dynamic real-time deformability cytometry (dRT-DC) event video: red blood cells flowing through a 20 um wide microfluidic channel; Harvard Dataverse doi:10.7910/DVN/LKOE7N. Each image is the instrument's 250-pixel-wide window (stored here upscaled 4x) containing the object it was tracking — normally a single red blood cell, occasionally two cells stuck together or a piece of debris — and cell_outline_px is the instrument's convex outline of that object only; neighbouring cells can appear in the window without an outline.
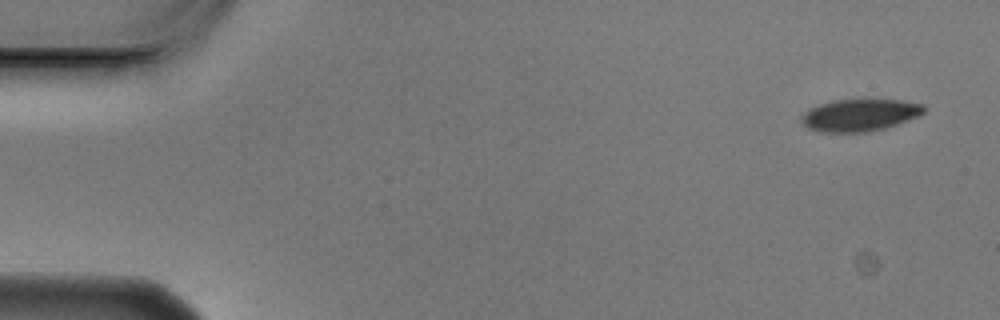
{"species": "Egyptian fruit bat (a non-hibernating species)", "species_latin": "Rousettus aegyptiacus", "temperature_condition": "cold", "stored_images_in_passage": 7, "camera_frame_rate_fps": 3000, "um_per_image_px": 0.085, "animal": {"sex": "male"}, "frame": {"image": 1, "passage_image": 1, "time_ms": 0.0, "image_size_px": [1000, 320], "cell_outline_px": [[928, 108], [920, 116], [884, 128], [868, 132], [820, 132], [808, 128], [800, 120], [800, 116], [808, 108], [832, 100], [900, 100], [924, 104]], "centroid_in_image_um": [73.08, 9.78], "position_along_channel_um": 11.9, "area_um2": 23.06}}
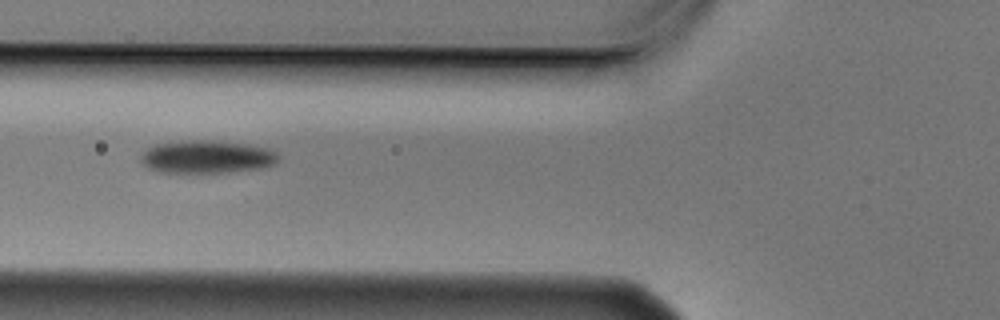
{"frame": {"image": 2, "passage_image": 6, "time_ms": 1.667, "image_size_px": [1000, 320], "cell_outline_px": [[280, 160], [276, 164], [264, 168], [228, 172], [164, 172], [148, 168], [140, 160], [140, 156], [148, 148], [156, 144], [192, 140], [208, 140], [248, 144], [268, 148], [276, 152], [280, 156]], "centroid_in_image_um": [17.65, 13.33], "position_along_channel_um": 108.1, "area_um2": 26.36}}
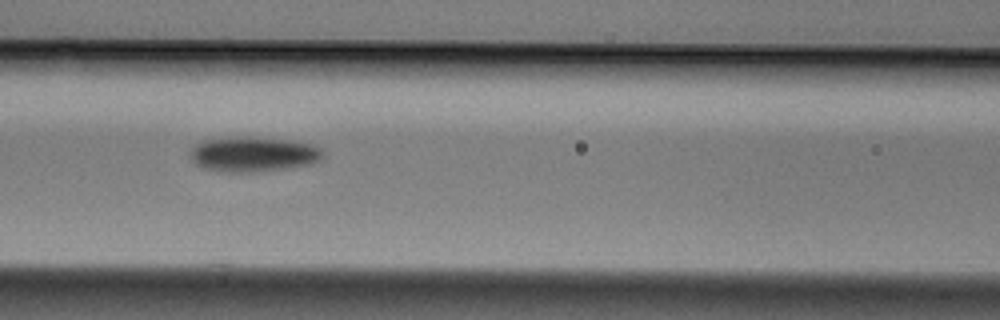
{"frame": {"image": 3, "passage_image": 7, "time_ms": 2.0, "image_size_px": [1000, 320], "cell_outline_px": [[324, 156], [320, 160], [312, 164], [256, 172], [228, 172], [204, 168], [196, 164], [192, 160], [188, 152], [196, 144], [204, 140], [240, 136], [248, 136], [288, 140], [312, 144], [320, 148], [324, 152]], "centroid_in_image_um": [21.53, 13.1], "position_along_channel_um": 145.1, "area_um2": 27.17}}